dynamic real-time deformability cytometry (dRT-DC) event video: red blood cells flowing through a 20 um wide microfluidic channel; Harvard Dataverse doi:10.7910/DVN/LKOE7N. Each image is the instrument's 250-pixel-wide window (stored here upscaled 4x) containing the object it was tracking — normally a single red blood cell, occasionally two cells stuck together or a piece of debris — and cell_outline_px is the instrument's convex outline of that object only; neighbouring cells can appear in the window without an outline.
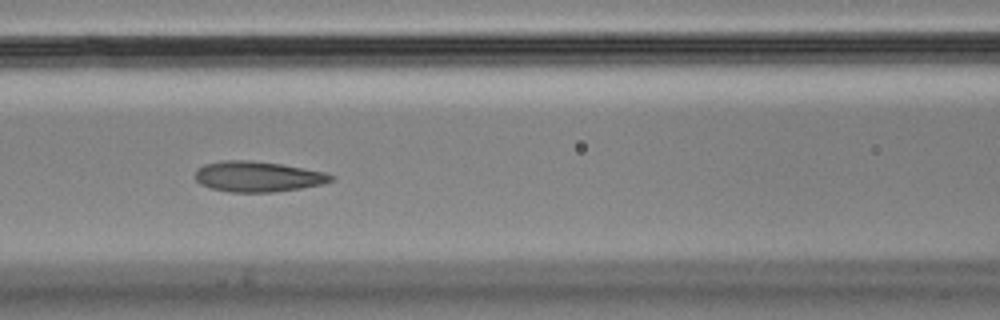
{"species": "Egyptian fruit bat (a non-hibernating species)", "species_latin": "Rousettus aegyptiacus", "temperature_condition": "cold", "stored_images_in_passage": 9, "camera_frame_rate_fps": 3000, "um_per_image_px": 0.085, "animal": {"sex": "male"}, "frame": {"image": 1, "passage_image": 6, "time_ms": 1.667, "image_size_px": [1000, 320], "cell_outline_px": [[336, 176], [332, 180], [324, 184], [300, 188], [272, 192], [228, 192], [212, 188], [200, 184], [196, 180], [196, 168], [204, 164], [224, 160], [252, 160], [280, 164], [324, 172]], "centroid_in_image_um": [21.9, 15.0], "position_along_channel_um": 144.7, "area_um2": 24.1}}
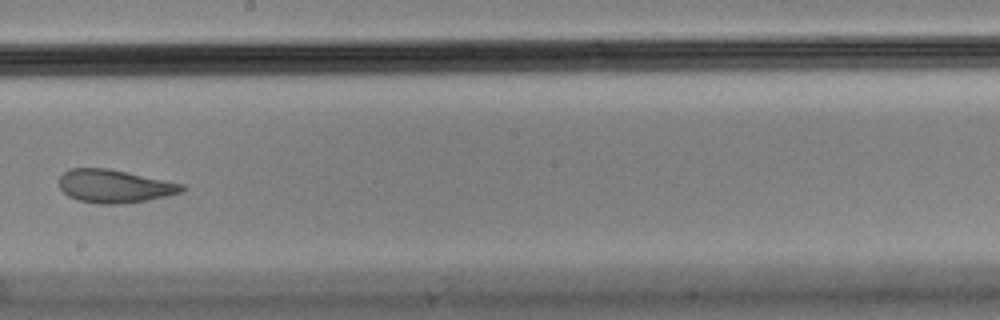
{"frame": {"image": 2, "passage_image": 8, "time_ms": 2.333, "image_size_px": [1000, 320], "cell_outline_px": [[188, 188], [180, 192], [148, 200], [124, 204], [100, 204], [80, 200], [68, 196], [60, 188], [60, 176], [64, 172], [72, 168], [108, 168], [184, 184]], "centroid_in_image_um": [9.74, 15.82], "position_along_channel_um": 238.5, "area_um2": 23.58}}
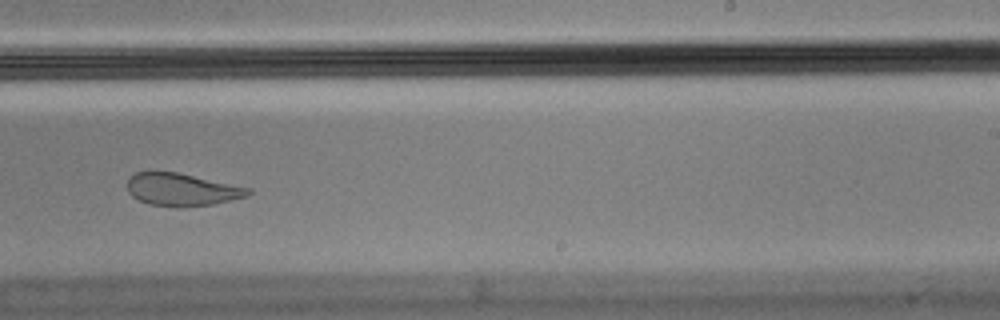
{"frame": {"image": 3, "passage_image": 9, "time_ms": 2.667, "image_size_px": [1000, 320], "cell_outline_px": [[252, 192], [248, 196], [212, 204], [184, 208], [176, 208], [148, 204], [132, 196], [128, 192], [128, 180], [136, 172], [176, 172], [252, 188]], "centroid_in_image_um": [15.48, 16.13], "position_along_channel_um": 273.5, "area_um2": 23.0}}